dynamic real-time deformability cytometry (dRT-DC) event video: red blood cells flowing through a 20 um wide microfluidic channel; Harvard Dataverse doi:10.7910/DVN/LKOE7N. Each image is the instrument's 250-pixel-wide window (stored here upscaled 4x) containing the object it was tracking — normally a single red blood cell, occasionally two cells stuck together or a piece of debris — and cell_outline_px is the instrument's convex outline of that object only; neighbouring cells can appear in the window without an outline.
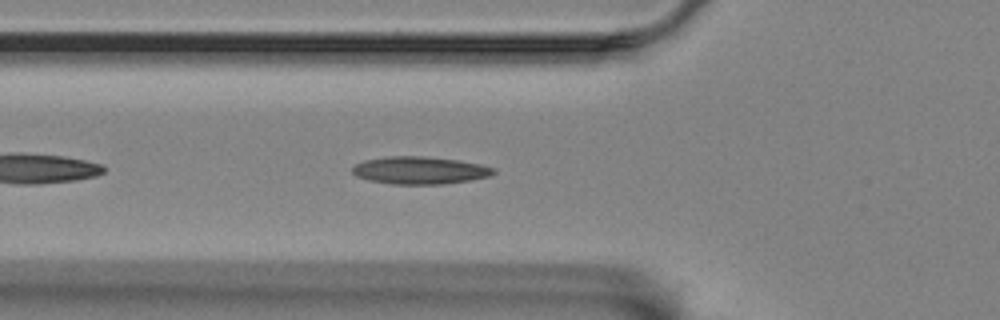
{"species": "Egyptian fruit bat (a non-hibernating species)", "species_latin": "Rousettus aegyptiacus", "temperature_condition": "room temperature", "stored_images_in_passage": 44, "camera_frame_rate_fps": 3000, "um_per_image_px": 0.085, "animal": {"sex": "female"}, "frame": {"image": 1, "passage_image": 6, "time_ms": 1.667, "image_size_px": [1000, 320], "cell_outline_px": [[496, 172], [488, 176], [468, 180], [444, 184], [392, 184], [368, 180], [356, 176], [352, 172], [352, 168], [356, 164], [364, 160], [388, 156], [420, 156], [460, 160], [480, 164], [496, 168]], "centroid_in_image_um": [35.67, 14.47], "position_along_channel_um": 90.1, "area_um2": 22.6}}
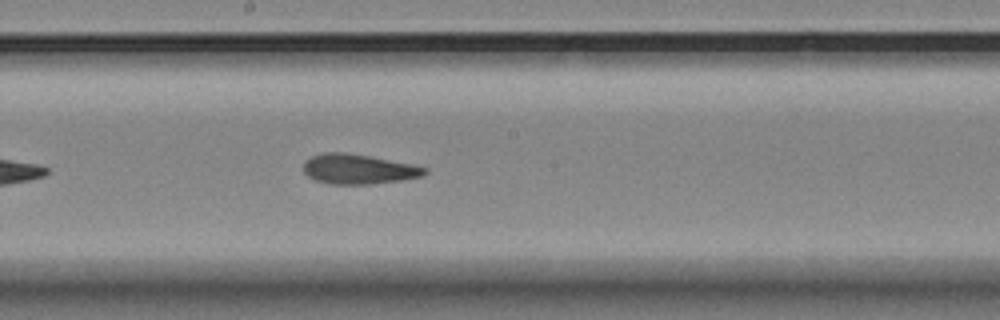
{"frame": {"image": 2, "passage_image": 17, "time_ms": 5.333, "image_size_px": [1000, 320], "cell_outline_px": [[428, 172], [424, 176], [400, 180], [372, 184], [328, 184], [316, 180], [308, 176], [304, 172], [304, 160], [312, 156], [324, 152], [344, 152], [368, 156], [412, 164], [428, 168]], "centroid_in_image_um": [30.47, 14.38], "position_along_channel_um": 217.7, "area_um2": 21.1}}
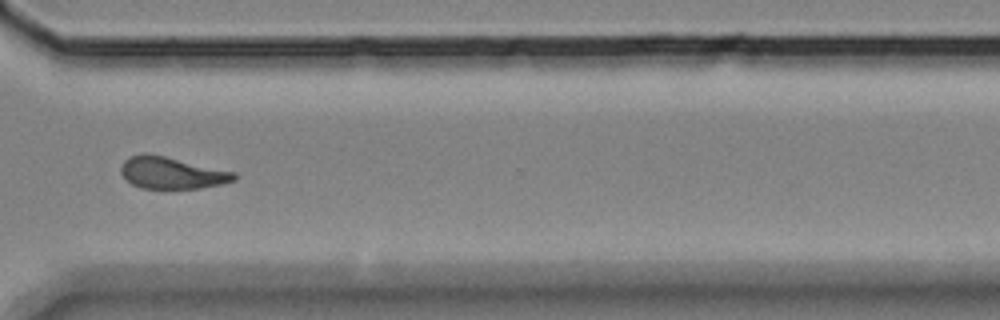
{"frame": {"image": 3, "passage_image": 29, "time_ms": 9.333, "image_size_px": [1000, 320], "cell_outline_px": [[236, 180], [220, 184], [200, 188], [140, 188], [132, 184], [120, 172], [120, 168], [124, 160], [132, 156], [144, 152], [164, 156], [236, 172]], "centroid_in_image_um": [14.59, 14.69], "position_along_channel_um": 356.0, "area_um2": 20.81}, "authors_computed_cell_mechanics": {"area_um2": 21.386, "velocity_mm_per_s": 3.4597, "shape_relaxation_time_tau1_ms": 7.3479, "shape_relaxation_time_tau2_ms": 3.5668, "deformation_change_tau1": 0.17, "deformation_change_tau2": 0.1166}}